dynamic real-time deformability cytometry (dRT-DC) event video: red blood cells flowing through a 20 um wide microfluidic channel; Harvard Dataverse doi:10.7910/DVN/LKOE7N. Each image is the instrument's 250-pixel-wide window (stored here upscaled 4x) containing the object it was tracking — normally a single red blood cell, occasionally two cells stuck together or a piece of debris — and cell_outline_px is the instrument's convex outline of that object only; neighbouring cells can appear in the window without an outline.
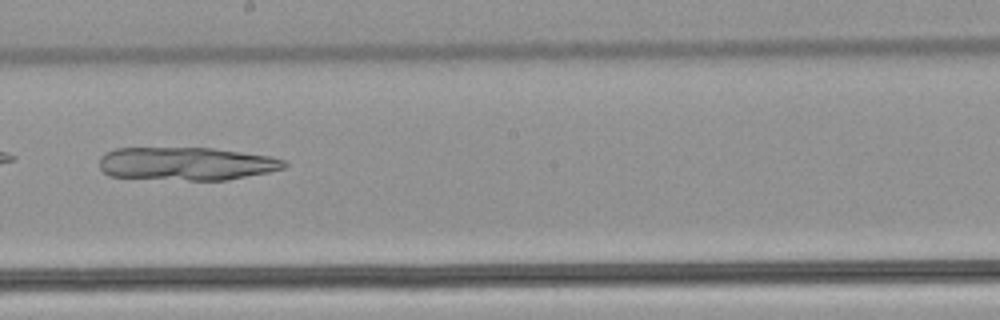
{"species": "common noctule bat (a hibernating species)", "species_latin": "Nyctalus noctula", "temperature_condition": "warm", "stored_images_in_passage": 9, "camera_frame_rate_fps": 3000, "um_per_image_px": 0.085, "animal": {"sex": "male", "body_mass_g": 21.5, "forearm_length_mm": 52.0}, "frame": {"image": 1, "passage_image": 9, "time_ms": 2.667, "image_size_px": [1000, 320], "cell_outline_px": [[288, 164], [284, 168], [268, 172], [228, 180], [188, 180], [108, 176], [100, 168], [100, 156], [104, 152], [116, 148], [212, 148], [268, 156], [284, 160]], "centroid_in_image_um": [15.81, 13.91], "position_along_channel_um": 232.4, "area_um2": 35.6}}